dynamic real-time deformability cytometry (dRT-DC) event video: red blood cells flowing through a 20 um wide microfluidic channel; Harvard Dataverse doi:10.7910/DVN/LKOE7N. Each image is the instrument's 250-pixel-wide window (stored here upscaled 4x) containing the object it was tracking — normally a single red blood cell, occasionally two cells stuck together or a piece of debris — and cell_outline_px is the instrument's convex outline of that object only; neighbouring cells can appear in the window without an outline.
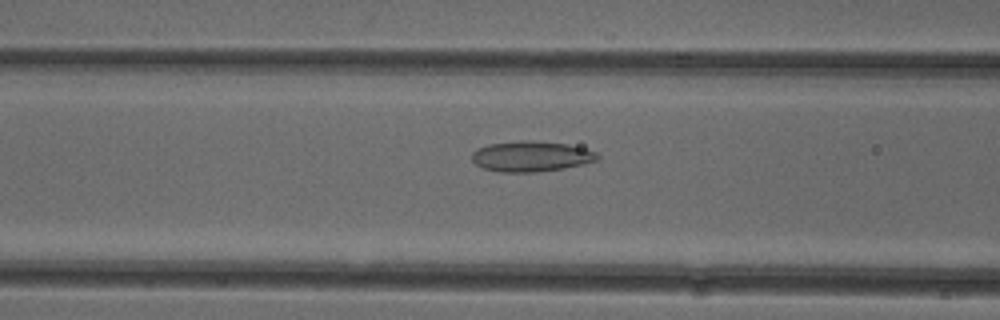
{"species": "common noctule bat (a hibernating species)", "species_latin": "Nyctalus noctula", "temperature_condition": "cold", "stored_images_in_passage": 44, "camera_frame_rate_fps": 3000, "um_per_image_px": 0.085, "animal": {"sex": "female"}, "frame": {"image": 1, "passage_image": 13, "time_ms": 4.0, "image_size_px": [1000, 320], "cell_outline_px": [[600, 156], [596, 160], [580, 164], [560, 168], [532, 172], [500, 172], [484, 168], [476, 164], [472, 160], [472, 152], [476, 148], [488, 144], [520, 140], [532, 140], [568, 144], [584, 148], [596, 152]], "centroid_in_image_um": [45.09, 13.27], "position_along_channel_um": 121.5, "area_um2": 22.14}}
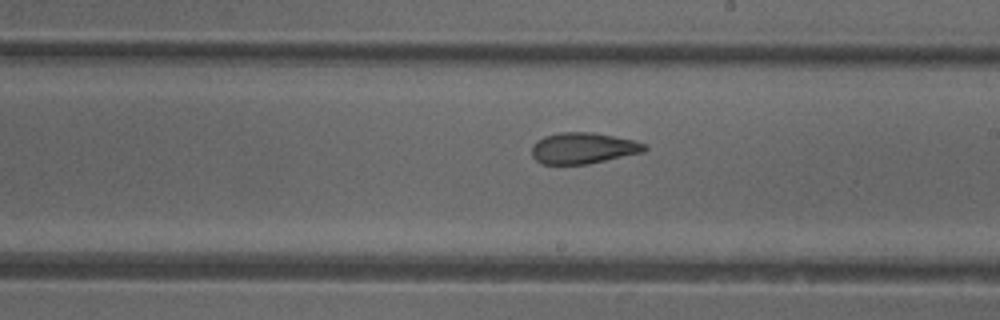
{"frame": {"image": 2, "passage_image": 22, "time_ms": 7.0, "image_size_px": [1000, 320], "cell_outline_px": [[648, 148], [644, 152], [588, 164], [540, 164], [532, 156], [532, 144], [536, 140], [544, 136], [560, 132], [592, 132], [636, 140], [644, 144]], "centroid_in_image_um": [49.56, 12.59], "position_along_channel_um": 239.4, "area_um2": 20.63}}
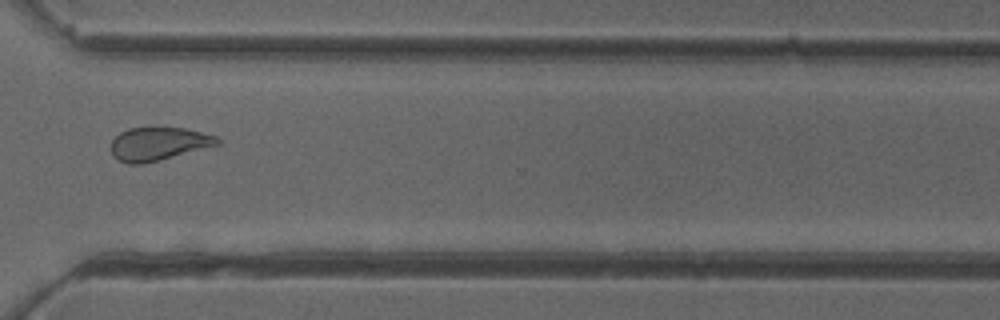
{"frame": {"image": 3, "passage_image": 31, "time_ms": 10.0, "image_size_px": [1000, 320], "cell_outline_px": [[220, 144], [160, 160], [140, 164], [128, 164], [112, 156], [112, 140], [120, 132], [128, 128], [184, 128], [216, 136], [220, 140]], "centroid_in_image_um": [13.46, 12.23], "position_along_channel_um": 357.1, "area_um2": 20.35}, "authors_computed_cell_mechanics": {"area_um2": 21.9929, "velocity_mm_per_s": 3.9312, "shape_relaxation_time_tau1_ms": null, "shape_relaxation_time_tau2_ms": 2.5607, "deformation_change_tau1": null, "deformation_change_tau2": 0.0958}}